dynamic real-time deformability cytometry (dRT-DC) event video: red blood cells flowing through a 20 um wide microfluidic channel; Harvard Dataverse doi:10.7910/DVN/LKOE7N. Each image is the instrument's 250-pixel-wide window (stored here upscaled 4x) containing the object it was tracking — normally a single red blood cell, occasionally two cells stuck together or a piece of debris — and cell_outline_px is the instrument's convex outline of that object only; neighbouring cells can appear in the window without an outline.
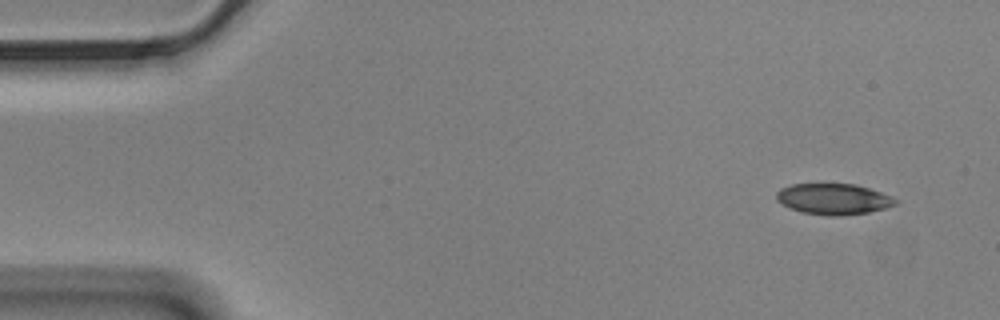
{"species": "Egyptian fruit bat (a non-hibernating species)", "species_latin": "Rousettus aegyptiacus", "temperature_condition": "cold", "stored_images_in_passage": 13, "camera_frame_rate_fps": 3000, "um_per_image_px": 0.085, "animal": {"sex": "male"}, "frame": {"image": 1, "passage_image": 1, "time_ms": 0.0, "image_size_px": [1000, 320], "cell_outline_px": [[900, 200], [896, 204], [884, 208], [868, 212], [840, 216], [828, 216], [800, 212], [780, 204], [776, 200], [776, 192], [780, 188], [792, 184], [856, 184], [892, 196]], "centroid_in_image_um": [70.82, 16.92], "position_along_channel_um": 14.2, "area_um2": 21.62}}
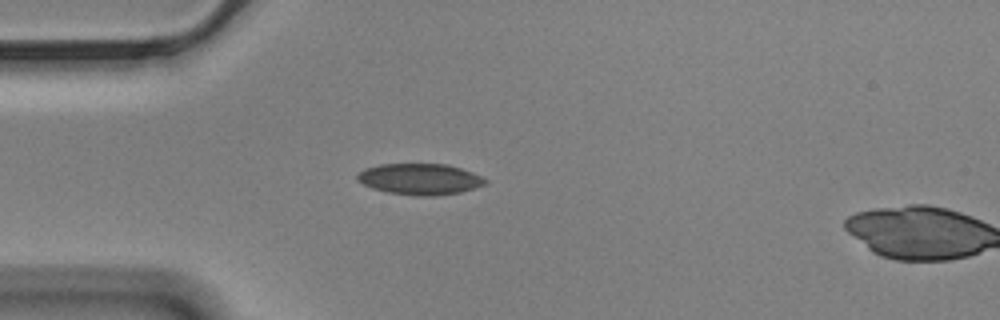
{"frame": {"image": 2, "passage_image": 12, "time_ms": 3.667, "image_size_px": [1000, 320], "cell_outline_px": [[488, 184], [476, 188], [460, 192], [432, 196], [416, 196], [388, 192], [372, 188], [356, 180], [356, 176], [364, 168], [380, 164], [448, 164], [472, 172], [488, 180]], "centroid_in_image_um": [35.71, 15.22], "position_along_channel_um": 49.3, "area_um2": 23.29}}